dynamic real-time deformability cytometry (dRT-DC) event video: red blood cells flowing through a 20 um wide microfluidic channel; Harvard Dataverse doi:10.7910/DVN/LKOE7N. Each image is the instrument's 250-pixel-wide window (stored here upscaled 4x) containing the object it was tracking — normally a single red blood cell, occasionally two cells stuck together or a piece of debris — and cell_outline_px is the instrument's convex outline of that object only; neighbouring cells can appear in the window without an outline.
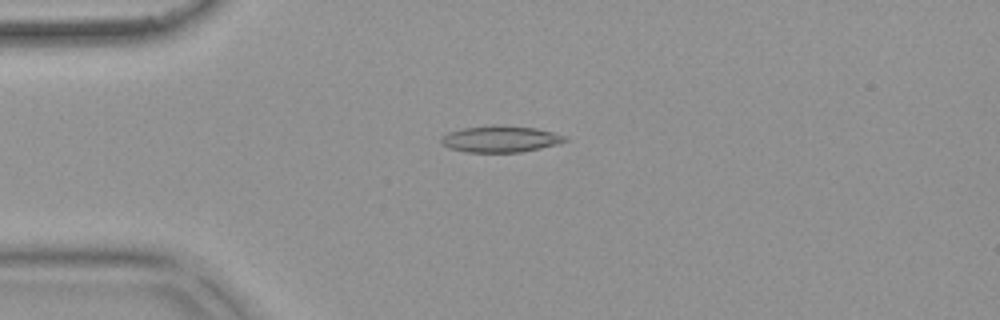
{"species": "common noctule bat (a hibernating species)", "species_latin": "Nyctalus noctula", "temperature_condition": "warm", "stored_images_in_passage": 53, "camera_frame_rate_fps": 3000, "um_per_image_px": 0.085, "animal": {"sex": "female", "body_mass_g": 18.4}, "frame": {"image": 1, "passage_image": 13, "time_ms": 4.0, "image_size_px": [1000, 320], "cell_outline_px": [[568, 140], [556, 144], [540, 148], [520, 152], [464, 152], [448, 148], [440, 144], [440, 140], [448, 132], [464, 128], [536, 128], [568, 136]], "centroid_in_image_um": [42.53, 11.87], "position_along_channel_um": 42.5, "area_um2": 18.15}}
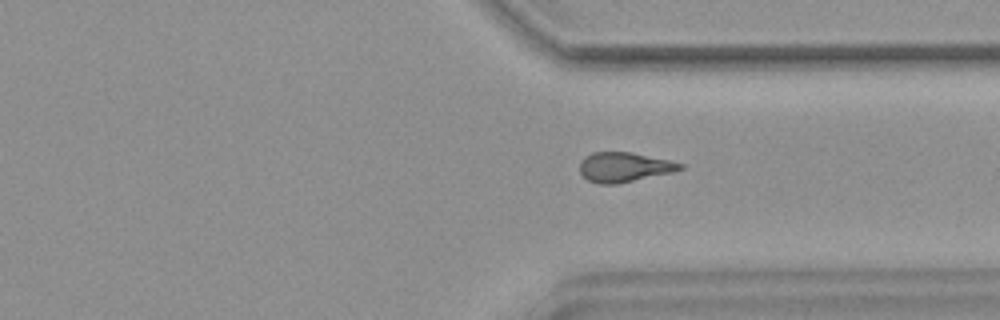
{"frame": {"image": 2, "passage_image": 40, "time_ms": 13.0, "image_size_px": [1000, 320], "cell_outline_px": [[684, 168], [672, 172], [616, 184], [600, 184], [588, 180], [580, 172], [580, 164], [584, 156], [592, 152], [628, 152], [668, 160], [684, 164]], "centroid_in_image_um": [53.03, 14.2], "position_along_channel_um": 358.4, "area_um2": 17.11}}
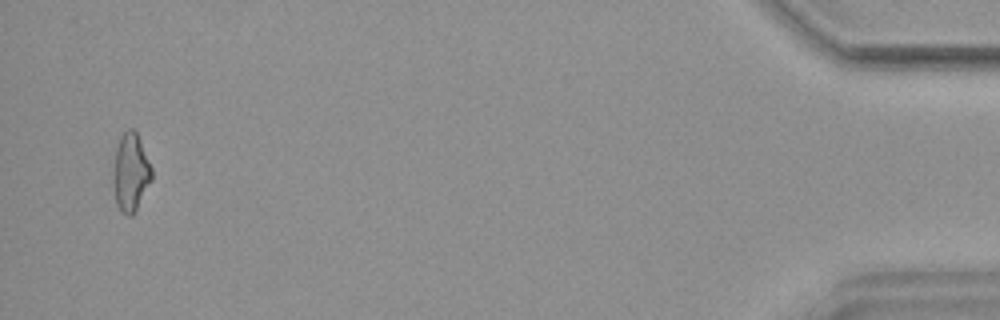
{"frame": {"image": 3, "passage_image": 52, "time_ms": 17.0, "image_size_px": [1000, 320], "cell_outline_px": [[152, 180], [132, 216], [128, 216], [120, 212], [116, 204], [112, 180], [112, 176], [116, 148], [120, 136], [128, 128], [132, 128], [136, 132], [152, 168]], "centroid_in_image_um": [11.09, 14.67], "position_along_channel_um": 424.1, "area_um2": 17.57}, "authors_computed_cell_mechanics": {"area_um2": 17.5712, "velocity_mm_per_s": 3.7567, "shape_relaxation_time_tau1_ms": null, "shape_relaxation_time_tau2_ms": 3.7565, "deformation_change_tau1": null, "deformation_change_tau2": 0.1324}}